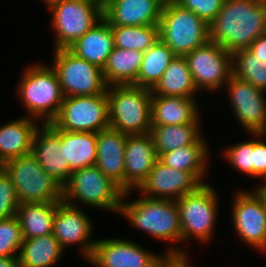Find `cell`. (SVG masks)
<instances>
[{
	"instance_id": "44dd1931",
	"label": "cell",
	"mask_w": 266,
	"mask_h": 267,
	"mask_svg": "<svg viewBox=\"0 0 266 267\" xmlns=\"http://www.w3.org/2000/svg\"><path fill=\"white\" fill-rule=\"evenodd\" d=\"M127 135L112 128L97 132L95 166L125 192L124 150Z\"/></svg>"
},
{
	"instance_id": "8992f818",
	"label": "cell",
	"mask_w": 266,
	"mask_h": 267,
	"mask_svg": "<svg viewBox=\"0 0 266 267\" xmlns=\"http://www.w3.org/2000/svg\"><path fill=\"white\" fill-rule=\"evenodd\" d=\"M2 169L15 186L20 204L63 201V186L31 153L4 162Z\"/></svg>"
},
{
	"instance_id": "d6986e66",
	"label": "cell",
	"mask_w": 266,
	"mask_h": 267,
	"mask_svg": "<svg viewBox=\"0 0 266 267\" xmlns=\"http://www.w3.org/2000/svg\"><path fill=\"white\" fill-rule=\"evenodd\" d=\"M124 157L125 192L137 191L159 159L152 135H127Z\"/></svg>"
},
{
	"instance_id": "9a60e30c",
	"label": "cell",
	"mask_w": 266,
	"mask_h": 267,
	"mask_svg": "<svg viewBox=\"0 0 266 267\" xmlns=\"http://www.w3.org/2000/svg\"><path fill=\"white\" fill-rule=\"evenodd\" d=\"M225 86L235 118L243 130L248 134H266V92L233 74Z\"/></svg>"
},
{
	"instance_id": "1f68e13d",
	"label": "cell",
	"mask_w": 266,
	"mask_h": 267,
	"mask_svg": "<svg viewBox=\"0 0 266 267\" xmlns=\"http://www.w3.org/2000/svg\"><path fill=\"white\" fill-rule=\"evenodd\" d=\"M177 55L159 38L144 52L137 80L133 86L152 90Z\"/></svg>"
},
{
	"instance_id": "3957f363",
	"label": "cell",
	"mask_w": 266,
	"mask_h": 267,
	"mask_svg": "<svg viewBox=\"0 0 266 267\" xmlns=\"http://www.w3.org/2000/svg\"><path fill=\"white\" fill-rule=\"evenodd\" d=\"M23 71L16 93L25 105L26 116L48 124L57 116L65 97L58 76L50 65L42 63L31 64Z\"/></svg>"
},
{
	"instance_id": "8fae6325",
	"label": "cell",
	"mask_w": 266,
	"mask_h": 267,
	"mask_svg": "<svg viewBox=\"0 0 266 267\" xmlns=\"http://www.w3.org/2000/svg\"><path fill=\"white\" fill-rule=\"evenodd\" d=\"M53 54L51 67L58 76L65 97L107 93L108 85L102 69L77 57L69 49H56Z\"/></svg>"
},
{
	"instance_id": "5b68a950",
	"label": "cell",
	"mask_w": 266,
	"mask_h": 267,
	"mask_svg": "<svg viewBox=\"0 0 266 267\" xmlns=\"http://www.w3.org/2000/svg\"><path fill=\"white\" fill-rule=\"evenodd\" d=\"M124 193L95 165L73 171L63 186V200L66 203L79 207L80 202L116 214L119 213Z\"/></svg>"
},
{
	"instance_id": "cb8c5ba5",
	"label": "cell",
	"mask_w": 266,
	"mask_h": 267,
	"mask_svg": "<svg viewBox=\"0 0 266 267\" xmlns=\"http://www.w3.org/2000/svg\"><path fill=\"white\" fill-rule=\"evenodd\" d=\"M23 116L0 126V163L31 153L33 136L40 124Z\"/></svg>"
},
{
	"instance_id": "4dcf8cb0",
	"label": "cell",
	"mask_w": 266,
	"mask_h": 267,
	"mask_svg": "<svg viewBox=\"0 0 266 267\" xmlns=\"http://www.w3.org/2000/svg\"><path fill=\"white\" fill-rule=\"evenodd\" d=\"M201 123L151 126L150 134L158 157L180 147L195 144L203 135Z\"/></svg>"
},
{
	"instance_id": "2e32d148",
	"label": "cell",
	"mask_w": 266,
	"mask_h": 267,
	"mask_svg": "<svg viewBox=\"0 0 266 267\" xmlns=\"http://www.w3.org/2000/svg\"><path fill=\"white\" fill-rule=\"evenodd\" d=\"M91 218L80 206H73L64 200L56 202V211L52 234L65 250L68 246L79 245L83 258L88 260L93 252L96 240L92 237Z\"/></svg>"
},
{
	"instance_id": "d590c367",
	"label": "cell",
	"mask_w": 266,
	"mask_h": 267,
	"mask_svg": "<svg viewBox=\"0 0 266 267\" xmlns=\"http://www.w3.org/2000/svg\"><path fill=\"white\" fill-rule=\"evenodd\" d=\"M22 243V231L17 217L0 220V257H18Z\"/></svg>"
},
{
	"instance_id": "e0dca14e",
	"label": "cell",
	"mask_w": 266,
	"mask_h": 267,
	"mask_svg": "<svg viewBox=\"0 0 266 267\" xmlns=\"http://www.w3.org/2000/svg\"><path fill=\"white\" fill-rule=\"evenodd\" d=\"M201 185L191 172L173 169L158 159L138 192L152 199L176 201L183 195L196 191Z\"/></svg>"
},
{
	"instance_id": "603a6c76",
	"label": "cell",
	"mask_w": 266,
	"mask_h": 267,
	"mask_svg": "<svg viewBox=\"0 0 266 267\" xmlns=\"http://www.w3.org/2000/svg\"><path fill=\"white\" fill-rule=\"evenodd\" d=\"M114 47L111 25L102 18L68 49L77 57L103 69Z\"/></svg>"
},
{
	"instance_id": "b9f144b4",
	"label": "cell",
	"mask_w": 266,
	"mask_h": 267,
	"mask_svg": "<svg viewBox=\"0 0 266 267\" xmlns=\"http://www.w3.org/2000/svg\"><path fill=\"white\" fill-rule=\"evenodd\" d=\"M189 259H170L163 267H191ZM193 267V266H192Z\"/></svg>"
},
{
	"instance_id": "60d3db41",
	"label": "cell",
	"mask_w": 266,
	"mask_h": 267,
	"mask_svg": "<svg viewBox=\"0 0 266 267\" xmlns=\"http://www.w3.org/2000/svg\"><path fill=\"white\" fill-rule=\"evenodd\" d=\"M0 267H19L18 257H0Z\"/></svg>"
},
{
	"instance_id": "f546056e",
	"label": "cell",
	"mask_w": 266,
	"mask_h": 267,
	"mask_svg": "<svg viewBox=\"0 0 266 267\" xmlns=\"http://www.w3.org/2000/svg\"><path fill=\"white\" fill-rule=\"evenodd\" d=\"M56 211V202L20 204L16 217L23 239L51 234Z\"/></svg>"
},
{
	"instance_id": "277c9868",
	"label": "cell",
	"mask_w": 266,
	"mask_h": 267,
	"mask_svg": "<svg viewBox=\"0 0 266 267\" xmlns=\"http://www.w3.org/2000/svg\"><path fill=\"white\" fill-rule=\"evenodd\" d=\"M109 127L126 135H143L151 131L152 91L133 85L107 88Z\"/></svg>"
},
{
	"instance_id": "52a82bcc",
	"label": "cell",
	"mask_w": 266,
	"mask_h": 267,
	"mask_svg": "<svg viewBox=\"0 0 266 267\" xmlns=\"http://www.w3.org/2000/svg\"><path fill=\"white\" fill-rule=\"evenodd\" d=\"M159 38L177 56H185L210 40L209 25L174 0H165L159 21Z\"/></svg>"
},
{
	"instance_id": "74e56055",
	"label": "cell",
	"mask_w": 266,
	"mask_h": 267,
	"mask_svg": "<svg viewBox=\"0 0 266 267\" xmlns=\"http://www.w3.org/2000/svg\"><path fill=\"white\" fill-rule=\"evenodd\" d=\"M182 8L194 12L208 25L216 18L225 0H174Z\"/></svg>"
},
{
	"instance_id": "83f0119b",
	"label": "cell",
	"mask_w": 266,
	"mask_h": 267,
	"mask_svg": "<svg viewBox=\"0 0 266 267\" xmlns=\"http://www.w3.org/2000/svg\"><path fill=\"white\" fill-rule=\"evenodd\" d=\"M144 52L114 47L103 71L105 82L111 85H133L141 67Z\"/></svg>"
},
{
	"instance_id": "5bb4252c",
	"label": "cell",
	"mask_w": 266,
	"mask_h": 267,
	"mask_svg": "<svg viewBox=\"0 0 266 267\" xmlns=\"http://www.w3.org/2000/svg\"><path fill=\"white\" fill-rule=\"evenodd\" d=\"M141 246V247H140ZM170 258L155 254L129 239H96L87 260L94 267H163Z\"/></svg>"
},
{
	"instance_id": "ffe728a7",
	"label": "cell",
	"mask_w": 266,
	"mask_h": 267,
	"mask_svg": "<svg viewBox=\"0 0 266 267\" xmlns=\"http://www.w3.org/2000/svg\"><path fill=\"white\" fill-rule=\"evenodd\" d=\"M165 0H105L103 18L111 26L159 24Z\"/></svg>"
},
{
	"instance_id": "7a4b0ae2",
	"label": "cell",
	"mask_w": 266,
	"mask_h": 267,
	"mask_svg": "<svg viewBox=\"0 0 266 267\" xmlns=\"http://www.w3.org/2000/svg\"><path fill=\"white\" fill-rule=\"evenodd\" d=\"M133 192H125L122 198L119 213L126 218L130 226L148 233L153 238L171 243L165 254L170 259H188L187 250L176 245L182 242L181 225L177 203L168 199H152L145 196L131 201H125L126 196ZM126 203H125V202ZM125 216V217H124ZM172 244H174L172 246ZM179 248H177V247Z\"/></svg>"
},
{
	"instance_id": "8d00e7d4",
	"label": "cell",
	"mask_w": 266,
	"mask_h": 267,
	"mask_svg": "<svg viewBox=\"0 0 266 267\" xmlns=\"http://www.w3.org/2000/svg\"><path fill=\"white\" fill-rule=\"evenodd\" d=\"M20 202L15 186L3 169L0 170V220L16 215Z\"/></svg>"
},
{
	"instance_id": "ac0fdd59",
	"label": "cell",
	"mask_w": 266,
	"mask_h": 267,
	"mask_svg": "<svg viewBox=\"0 0 266 267\" xmlns=\"http://www.w3.org/2000/svg\"><path fill=\"white\" fill-rule=\"evenodd\" d=\"M40 127L34 133L31 154L45 172L64 186L72 172L61 147V136L49 123Z\"/></svg>"
},
{
	"instance_id": "484cf974",
	"label": "cell",
	"mask_w": 266,
	"mask_h": 267,
	"mask_svg": "<svg viewBox=\"0 0 266 267\" xmlns=\"http://www.w3.org/2000/svg\"><path fill=\"white\" fill-rule=\"evenodd\" d=\"M152 96H180L195 98L196 88L184 56H176L163 73L160 81L151 90Z\"/></svg>"
},
{
	"instance_id": "7bdbcfd3",
	"label": "cell",
	"mask_w": 266,
	"mask_h": 267,
	"mask_svg": "<svg viewBox=\"0 0 266 267\" xmlns=\"http://www.w3.org/2000/svg\"><path fill=\"white\" fill-rule=\"evenodd\" d=\"M41 1L44 3V5H46L47 9H49L54 4L60 3L64 0H41Z\"/></svg>"
},
{
	"instance_id": "f1b7e54d",
	"label": "cell",
	"mask_w": 266,
	"mask_h": 267,
	"mask_svg": "<svg viewBox=\"0 0 266 267\" xmlns=\"http://www.w3.org/2000/svg\"><path fill=\"white\" fill-rule=\"evenodd\" d=\"M55 130L61 136V147H64L65 160L68 161L71 172L95 165L97 133Z\"/></svg>"
},
{
	"instance_id": "6da1fadb",
	"label": "cell",
	"mask_w": 266,
	"mask_h": 267,
	"mask_svg": "<svg viewBox=\"0 0 266 267\" xmlns=\"http://www.w3.org/2000/svg\"><path fill=\"white\" fill-rule=\"evenodd\" d=\"M263 34H266V2L259 0H225L209 24L210 41L230 54L248 49Z\"/></svg>"
},
{
	"instance_id": "7c38bea8",
	"label": "cell",
	"mask_w": 266,
	"mask_h": 267,
	"mask_svg": "<svg viewBox=\"0 0 266 267\" xmlns=\"http://www.w3.org/2000/svg\"><path fill=\"white\" fill-rule=\"evenodd\" d=\"M184 57L200 92L221 90L233 74L232 54L210 40Z\"/></svg>"
},
{
	"instance_id": "d4e9b609",
	"label": "cell",
	"mask_w": 266,
	"mask_h": 267,
	"mask_svg": "<svg viewBox=\"0 0 266 267\" xmlns=\"http://www.w3.org/2000/svg\"><path fill=\"white\" fill-rule=\"evenodd\" d=\"M207 143L202 136L195 144L162 153L159 160L173 169L191 172L202 184H206L202 179L207 175L209 167L207 162L210 152Z\"/></svg>"
},
{
	"instance_id": "ee69618b",
	"label": "cell",
	"mask_w": 266,
	"mask_h": 267,
	"mask_svg": "<svg viewBox=\"0 0 266 267\" xmlns=\"http://www.w3.org/2000/svg\"><path fill=\"white\" fill-rule=\"evenodd\" d=\"M256 189L263 195L266 201V183L260 184V186L256 187Z\"/></svg>"
},
{
	"instance_id": "ab89813d",
	"label": "cell",
	"mask_w": 266,
	"mask_h": 267,
	"mask_svg": "<svg viewBox=\"0 0 266 267\" xmlns=\"http://www.w3.org/2000/svg\"><path fill=\"white\" fill-rule=\"evenodd\" d=\"M248 50L266 62V34L256 38L248 47Z\"/></svg>"
},
{
	"instance_id": "ba28073f",
	"label": "cell",
	"mask_w": 266,
	"mask_h": 267,
	"mask_svg": "<svg viewBox=\"0 0 266 267\" xmlns=\"http://www.w3.org/2000/svg\"><path fill=\"white\" fill-rule=\"evenodd\" d=\"M218 200L215 187L208 182L202 184L196 191L176 200L182 242L194 239L199 243H209L213 238L217 222Z\"/></svg>"
},
{
	"instance_id": "7402d4cb",
	"label": "cell",
	"mask_w": 266,
	"mask_h": 267,
	"mask_svg": "<svg viewBox=\"0 0 266 267\" xmlns=\"http://www.w3.org/2000/svg\"><path fill=\"white\" fill-rule=\"evenodd\" d=\"M196 98L180 96L151 97V126L201 123Z\"/></svg>"
},
{
	"instance_id": "4fadbf2b",
	"label": "cell",
	"mask_w": 266,
	"mask_h": 267,
	"mask_svg": "<svg viewBox=\"0 0 266 267\" xmlns=\"http://www.w3.org/2000/svg\"><path fill=\"white\" fill-rule=\"evenodd\" d=\"M231 215L240 240L261 253L266 252V201L257 190L235 192Z\"/></svg>"
},
{
	"instance_id": "836d02e7",
	"label": "cell",
	"mask_w": 266,
	"mask_h": 267,
	"mask_svg": "<svg viewBox=\"0 0 266 267\" xmlns=\"http://www.w3.org/2000/svg\"><path fill=\"white\" fill-rule=\"evenodd\" d=\"M233 75L266 92V62L248 49L232 54Z\"/></svg>"
},
{
	"instance_id": "e575fe53",
	"label": "cell",
	"mask_w": 266,
	"mask_h": 267,
	"mask_svg": "<svg viewBox=\"0 0 266 267\" xmlns=\"http://www.w3.org/2000/svg\"><path fill=\"white\" fill-rule=\"evenodd\" d=\"M223 157L231 167L241 174L254 177V140L236 142L228 148H224Z\"/></svg>"
},
{
	"instance_id": "9c48e42d",
	"label": "cell",
	"mask_w": 266,
	"mask_h": 267,
	"mask_svg": "<svg viewBox=\"0 0 266 267\" xmlns=\"http://www.w3.org/2000/svg\"><path fill=\"white\" fill-rule=\"evenodd\" d=\"M54 31V50L68 49L103 18L100 0H64L48 9Z\"/></svg>"
},
{
	"instance_id": "4316f807",
	"label": "cell",
	"mask_w": 266,
	"mask_h": 267,
	"mask_svg": "<svg viewBox=\"0 0 266 267\" xmlns=\"http://www.w3.org/2000/svg\"><path fill=\"white\" fill-rule=\"evenodd\" d=\"M64 251L52 233L23 239L18 256L19 267H53Z\"/></svg>"
},
{
	"instance_id": "30bf717a",
	"label": "cell",
	"mask_w": 266,
	"mask_h": 267,
	"mask_svg": "<svg viewBox=\"0 0 266 267\" xmlns=\"http://www.w3.org/2000/svg\"><path fill=\"white\" fill-rule=\"evenodd\" d=\"M68 132H94L109 128L107 93L64 97L57 116L49 123Z\"/></svg>"
},
{
	"instance_id": "d6a6232c",
	"label": "cell",
	"mask_w": 266,
	"mask_h": 267,
	"mask_svg": "<svg viewBox=\"0 0 266 267\" xmlns=\"http://www.w3.org/2000/svg\"><path fill=\"white\" fill-rule=\"evenodd\" d=\"M114 46L145 52L159 39V24L145 26H111Z\"/></svg>"
},
{
	"instance_id": "f35d334b",
	"label": "cell",
	"mask_w": 266,
	"mask_h": 267,
	"mask_svg": "<svg viewBox=\"0 0 266 267\" xmlns=\"http://www.w3.org/2000/svg\"><path fill=\"white\" fill-rule=\"evenodd\" d=\"M250 136L254 138V178L263 179V183H266V142L262 140L266 134L255 133Z\"/></svg>"
}]
</instances>
